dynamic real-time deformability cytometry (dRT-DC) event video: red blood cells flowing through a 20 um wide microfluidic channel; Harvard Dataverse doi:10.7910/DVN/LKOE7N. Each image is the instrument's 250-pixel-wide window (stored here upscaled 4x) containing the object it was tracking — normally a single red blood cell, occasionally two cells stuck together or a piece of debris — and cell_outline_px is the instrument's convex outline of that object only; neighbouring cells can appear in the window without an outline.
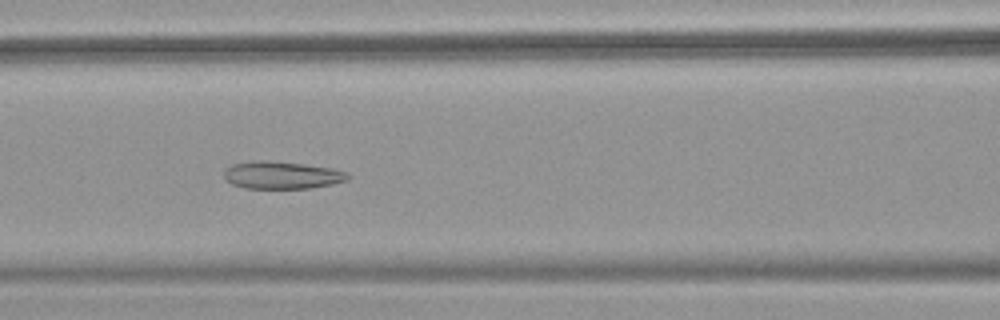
{"species": "common noctule bat (a hibernating species)", "species_latin": "Nyctalus noctula", "temperature_condition": "warm", "stored_images_in_passage": 42, "camera_frame_rate_fps": 3000, "um_per_image_px": 0.085, "animal": {"sex": "female", "body_mass_g": 18.4}, "frame": {"image": 1, "passage_image": 13, "time_ms": 4.0, "image_size_px": [1000, 320], "cell_outline_px": [[352, 176], [348, 180], [332, 184], [312, 188], [244, 188], [232, 184], [224, 176], [224, 168], [232, 164], [252, 160], [264, 160], [300, 164], [332, 168], [348, 172]], "centroid_in_image_um": [23.97, 14.88], "position_along_channel_um": 142.6, "area_um2": 19.88}}
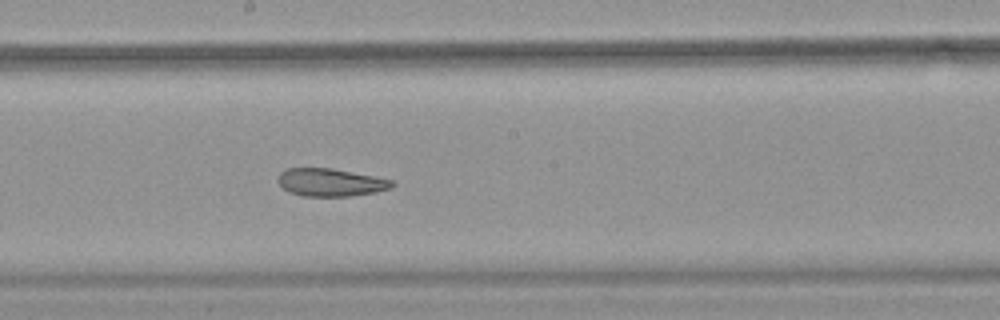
{"frame": {"image": 2, "passage_image": 19, "time_ms": 6.0, "image_size_px": [1000, 320], "cell_outline_px": [[396, 184], [392, 188], [376, 192], [348, 196], [300, 196], [288, 192], [280, 184], [280, 172], [288, 168], [332, 168], [376, 176], [396, 180]], "centroid_in_image_um": [28.18, 15.5], "position_along_channel_um": 220.0, "area_um2": 18.61}}
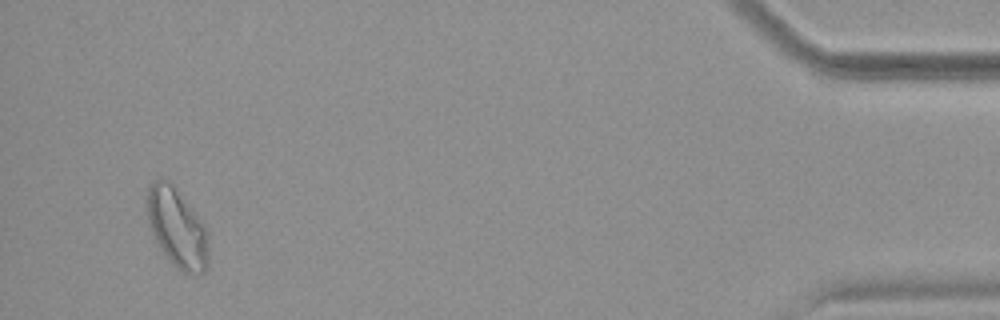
{"frame": {"image": 3, "passage_image": 40, "time_ms": 13.0, "image_size_px": [1000, 320], "cell_outline_px": [[208, 264], [204, 272], [180, 272], [168, 260], [152, 236], [148, 224], [144, 208], [144, 196], [148, 188], [156, 180], [168, 180], [172, 184], [204, 224], [208, 232]], "centroid_in_image_um": [14.99, 19.37], "position_along_channel_um": 420.2, "area_um2": 28.73}, "authors_computed_cell_mechanics": {"area_um2": 21.6172, "velocity_mm_per_s": 3.8959, "shape_relaxation_time_tau1_ms": null, "shape_relaxation_time_tau2_ms": 2.2978, "deformation_change_tau1": null, "deformation_change_tau2": 0.1039}}